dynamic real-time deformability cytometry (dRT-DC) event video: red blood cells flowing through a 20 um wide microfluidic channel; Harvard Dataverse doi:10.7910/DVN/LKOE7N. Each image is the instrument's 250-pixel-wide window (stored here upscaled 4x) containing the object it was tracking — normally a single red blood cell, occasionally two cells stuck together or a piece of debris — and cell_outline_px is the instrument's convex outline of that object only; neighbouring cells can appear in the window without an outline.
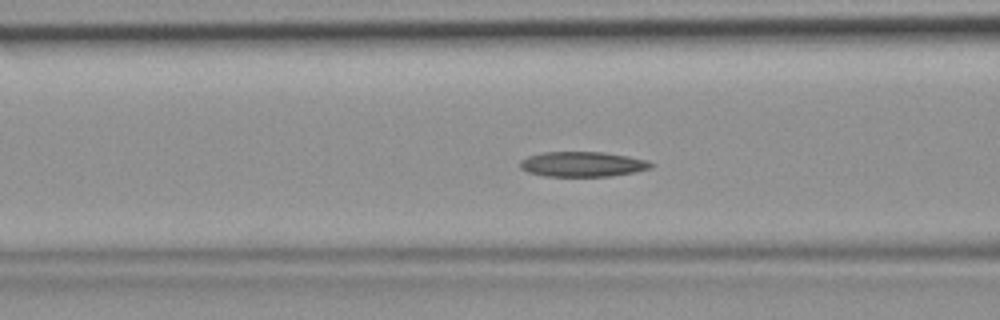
{"species": "common noctule bat (a hibernating species)", "species_latin": "Nyctalus noctula", "temperature_condition": "room temperature", "stored_images_in_passage": 40, "camera_frame_rate_fps": 3000, "um_per_image_px": 0.085, "animal": {"sex": "female", "body_mass_g": 19.9}, "frame": {"image": 1, "passage_image": 12, "time_ms": 3.667, "image_size_px": [1000, 320], "cell_outline_px": [[656, 164], [652, 168], [636, 172], [612, 176], [544, 176], [528, 172], [520, 168], [520, 160], [528, 156], [544, 152], [604, 152], [628, 156], [648, 160]], "centroid_in_image_um": [49.56, 13.96], "position_along_channel_um": 117.0, "area_um2": 19.31}}
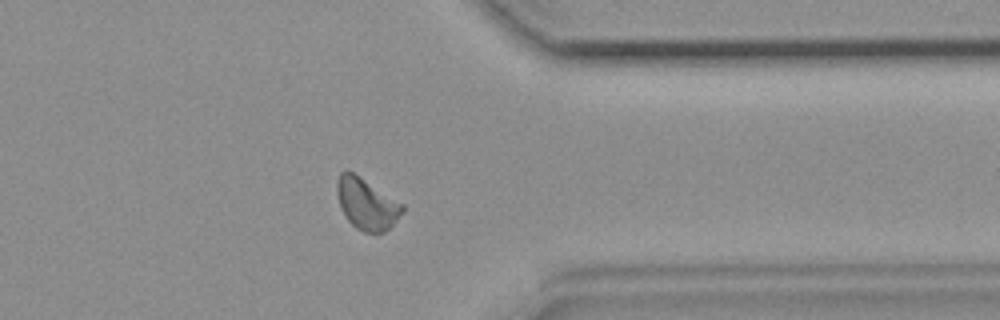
{"frame": {"image": 2, "passage_image": 31, "time_ms": 10.0, "image_size_px": [1000, 320], "cell_outline_px": [[404, 208], [396, 220], [384, 232], [364, 232], [356, 228], [348, 220], [340, 204], [336, 192], [336, 180], [340, 172], [344, 168], [348, 168], [404, 204]], "centroid_in_image_um": [31.13, 17.26], "position_along_channel_um": 380.3, "area_um2": 19.59}}
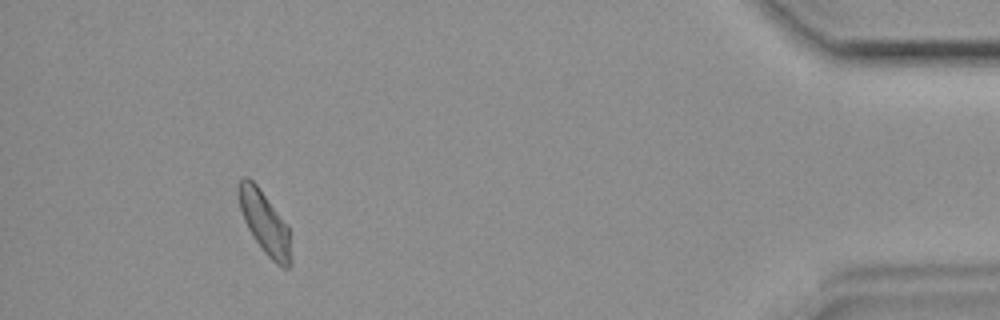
{"frame": {"image": 3, "passage_image": 37, "time_ms": 12.0, "image_size_px": [1000, 320], "cell_outline_px": [[292, 264], [288, 268], [284, 268], [276, 264], [264, 252], [252, 236], [244, 220], [240, 208], [240, 180], [244, 176], [248, 176], [256, 184], [288, 224], [292, 256]], "centroid_in_image_um": [22.56, 18.99], "position_along_channel_um": 412.6, "area_um2": 18.96}}